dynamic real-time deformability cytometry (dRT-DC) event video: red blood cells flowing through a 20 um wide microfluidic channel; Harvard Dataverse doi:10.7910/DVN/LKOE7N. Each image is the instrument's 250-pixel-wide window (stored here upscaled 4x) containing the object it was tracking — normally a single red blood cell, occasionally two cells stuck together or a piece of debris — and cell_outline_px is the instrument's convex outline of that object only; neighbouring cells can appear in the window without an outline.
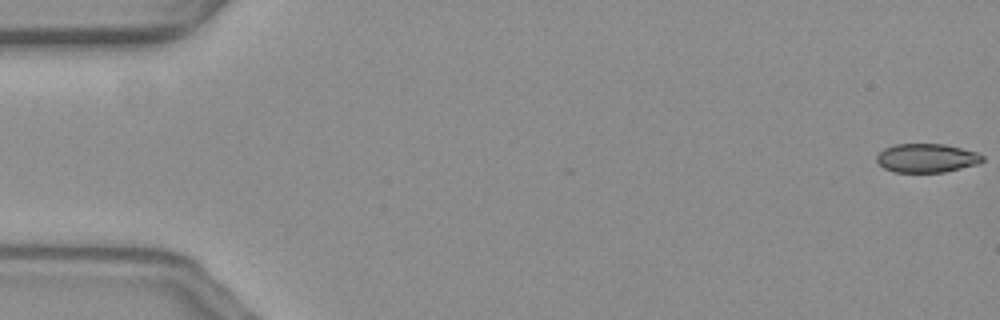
{"species": "common noctule bat (a hibernating species)", "species_latin": "Nyctalus noctula", "temperature_condition": "warm", "stored_images_in_passage": 57, "camera_frame_rate_fps": 3000, "um_per_image_px": 0.085, "animal": {"sex": "female", "body_mass_g": 19.3, "forearm_length_mm": 54.1}, "frame": {"image": 1, "passage_image": 1, "time_ms": 0.0, "image_size_px": [1000, 320], "cell_outline_px": [[984, 160], [976, 164], [944, 172], [896, 172], [884, 168], [876, 160], [876, 156], [884, 148], [896, 144], [944, 144], [976, 152], [984, 156]], "centroid_in_image_um": [78.75, 13.43], "position_along_channel_um": 6.3, "area_um2": 17.57}}
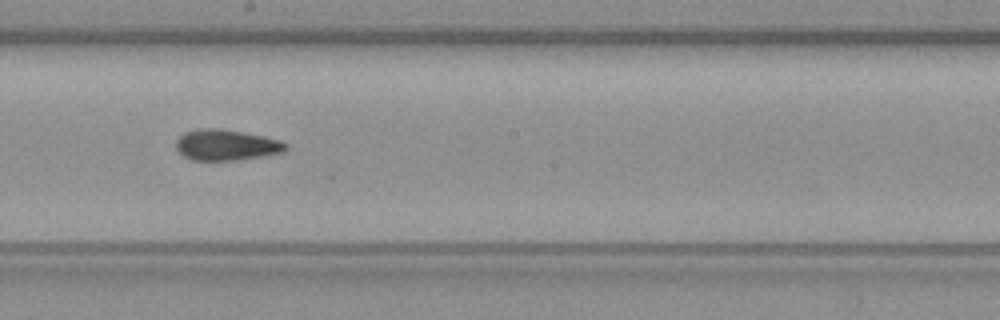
{"frame": {"image": 2, "passage_image": 32, "time_ms": 10.333, "image_size_px": [1000, 320], "cell_outline_px": [[288, 148], [284, 152], [236, 160], [192, 160], [184, 156], [176, 148], [176, 140], [184, 132], [200, 128], [220, 128], [264, 136], [280, 140], [288, 144]], "centroid_in_image_um": [19.23, 12.31], "position_along_channel_um": 229.0, "area_um2": 19.71}}
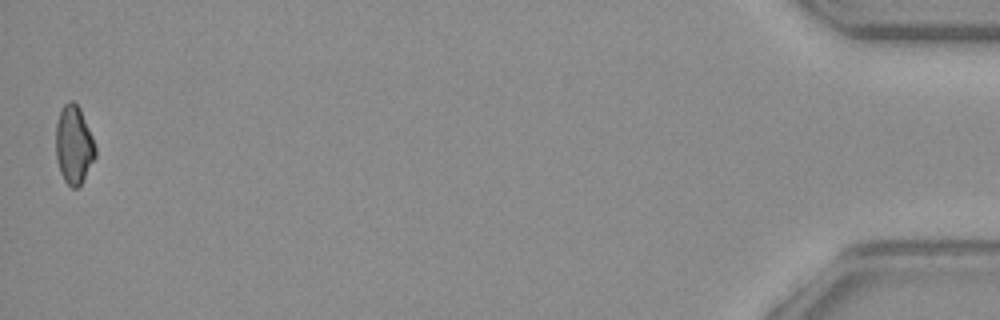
{"frame": {"image": 3, "passage_image": 57, "time_ms": 18.667, "image_size_px": [1000, 320], "cell_outline_px": [[96, 156], [80, 184], [76, 188], [72, 188], [64, 180], [60, 172], [56, 156], [56, 124], [60, 112], [64, 104], [68, 100], [72, 100], [80, 108], [92, 136], [96, 148]], "centroid_in_image_um": [6.27, 12.29], "position_along_channel_um": 428.9, "area_um2": 17.86}, "authors_computed_cell_mechanics": {"area_um2": 18.9584, "velocity_mm_per_s": 3.6117, "shape_relaxation_time_tau1_ms": null, "shape_relaxation_time_tau2_ms": 5.0384, "deformation_change_tau1": null, "deformation_change_tau2": 0.0853}}